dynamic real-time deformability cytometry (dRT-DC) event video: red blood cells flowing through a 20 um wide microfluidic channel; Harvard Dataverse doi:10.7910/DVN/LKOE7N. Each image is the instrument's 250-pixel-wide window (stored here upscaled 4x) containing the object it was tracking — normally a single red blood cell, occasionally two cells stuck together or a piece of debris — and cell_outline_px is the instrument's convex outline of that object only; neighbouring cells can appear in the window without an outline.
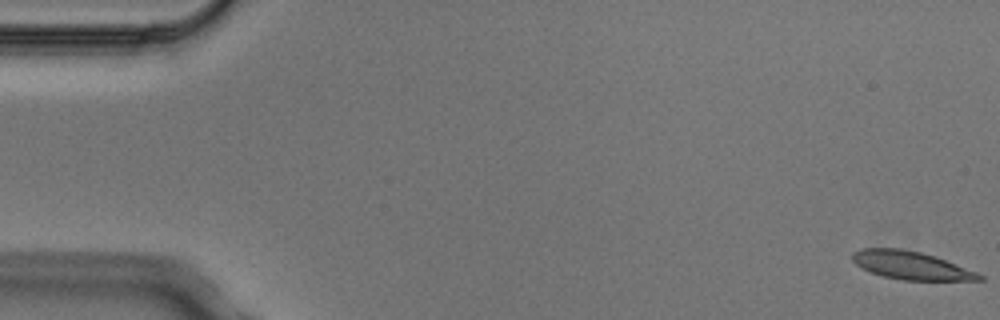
{"species": "Egyptian fruit bat (a non-hibernating species)", "species_latin": "Rousettus aegyptiacus", "temperature_condition": "cold", "stored_images_in_passage": 5, "camera_frame_rate_fps": 3000, "um_per_image_px": 0.085, "animal": {"sex": "male"}, "frame": {"image": 1, "passage_image": 1, "time_ms": 0.0, "image_size_px": [1000, 320], "cell_outline_px": [[984, 280], [904, 280], [884, 276], [872, 272], [856, 264], [852, 260], [852, 252], [860, 248], [900, 248], [920, 252], [944, 260], [976, 272], [984, 276]], "centroid_in_image_um": [77.4, 22.55], "position_along_channel_um": 7.6, "area_um2": 20.35}}
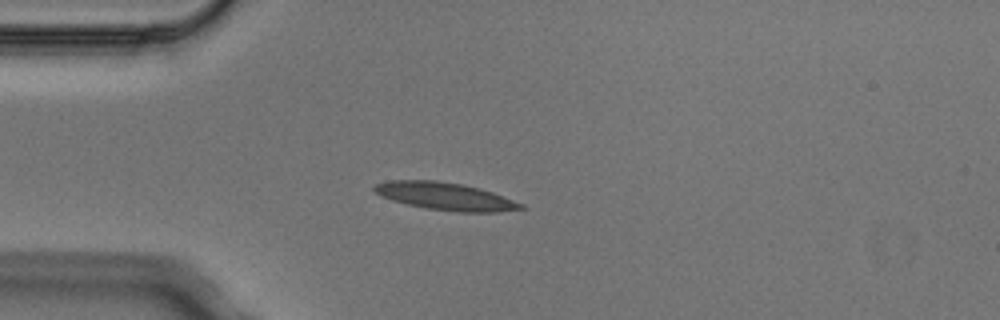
{"frame": {"image": 2, "passage_image": 5, "time_ms": 1.333, "image_size_px": [1000, 320], "cell_outline_px": [[528, 208], [496, 212], [456, 212], [424, 208], [392, 200], [380, 196], [372, 188], [376, 184], [392, 180], [436, 180], [460, 184], [480, 188], [492, 192], [524, 204]], "centroid_in_image_um": [37.87, 16.69], "position_along_channel_um": 47.1, "area_um2": 23.52}}